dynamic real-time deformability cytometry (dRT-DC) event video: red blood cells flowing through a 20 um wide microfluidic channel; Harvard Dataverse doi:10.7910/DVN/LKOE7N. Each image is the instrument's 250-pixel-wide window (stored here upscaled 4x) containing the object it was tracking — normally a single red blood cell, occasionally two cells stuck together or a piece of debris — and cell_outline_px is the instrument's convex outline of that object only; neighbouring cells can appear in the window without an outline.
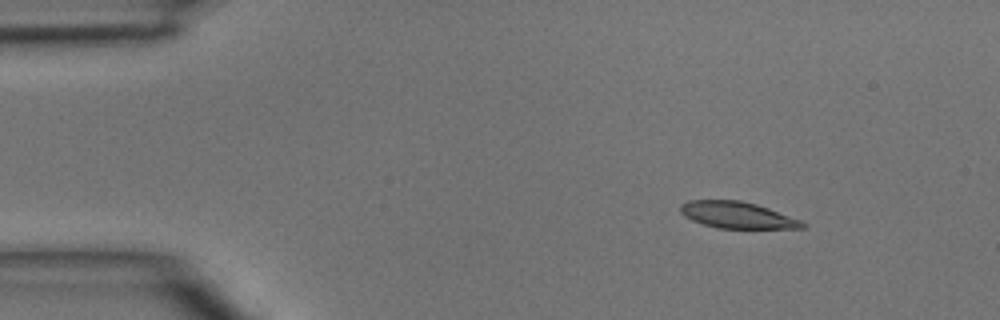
{"species": "common noctule bat (a hibernating species)", "species_latin": "Nyctalus noctula", "temperature_condition": "room temperature", "stored_images_in_passage": 41, "camera_frame_rate_fps": 3000, "um_per_image_px": 0.085, "animal": {"sex": "male", "body_mass_g": 15.6}, "frame": {"image": 1, "passage_image": 1, "time_ms": 0.0, "image_size_px": [1000, 320], "cell_outline_px": [[808, 224], [804, 228], [716, 228], [692, 220], [684, 216], [680, 212], [680, 204], [688, 200], [740, 200], [756, 204], [768, 208], [800, 220]], "centroid_in_image_um": [62.64, 18.27], "position_along_channel_um": 22.4, "area_um2": 18.79}}
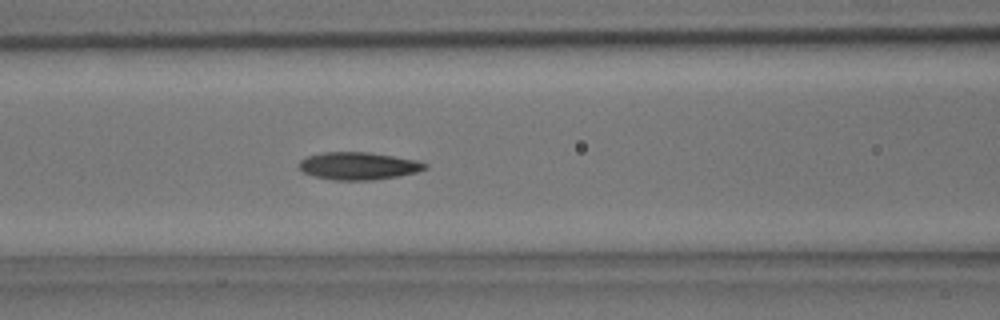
{"frame": {"image": 2, "passage_image": 14, "time_ms": 4.333, "image_size_px": [1000, 320], "cell_outline_px": [[428, 168], [416, 172], [396, 176], [372, 180], [332, 180], [312, 176], [304, 172], [300, 168], [300, 160], [308, 156], [324, 152], [368, 152], [416, 160], [428, 164]], "centroid_in_image_um": [30.46, 14.1], "position_along_channel_um": 136.1, "area_um2": 20.06}}
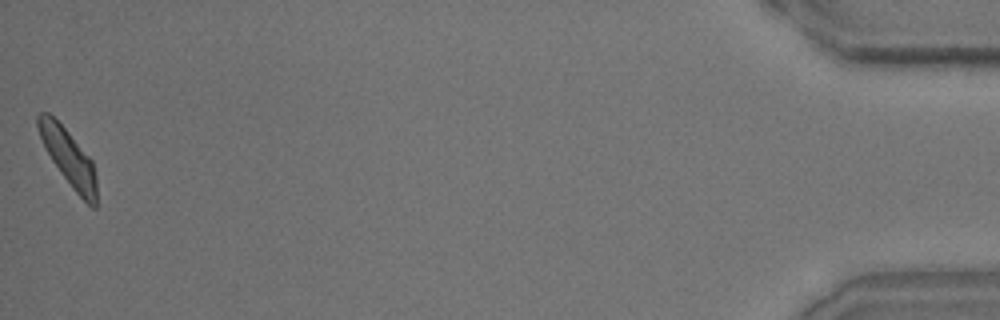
{"frame": {"image": 3, "passage_image": 41, "time_ms": 13.333, "image_size_px": [1000, 320], "cell_outline_px": [[96, 208], [92, 208], [72, 188], [52, 160], [40, 136], [36, 124], [36, 116], [40, 112], [48, 112], [68, 132], [92, 160], [96, 176]], "centroid_in_image_um": [5.83, 13.39], "position_along_channel_um": 429.4, "area_um2": 18.79}}